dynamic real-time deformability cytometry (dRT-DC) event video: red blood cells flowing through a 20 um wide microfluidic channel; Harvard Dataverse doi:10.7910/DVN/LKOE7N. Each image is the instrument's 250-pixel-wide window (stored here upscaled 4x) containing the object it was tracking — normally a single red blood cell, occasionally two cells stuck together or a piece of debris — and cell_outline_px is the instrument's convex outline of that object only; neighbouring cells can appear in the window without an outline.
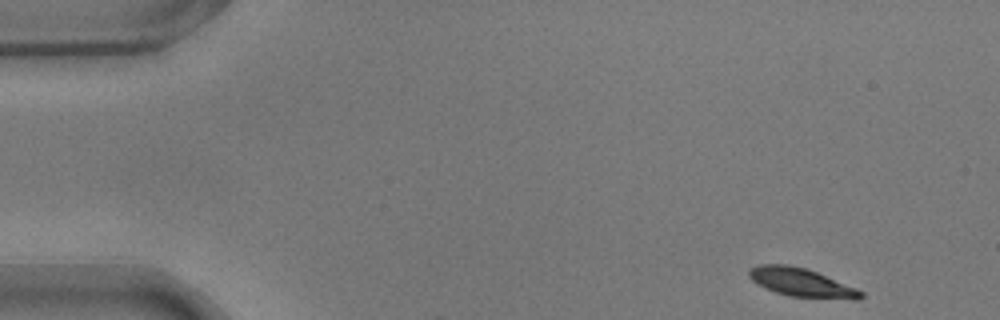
{"species": "common noctule bat (a hibernating species)", "species_latin": "Nyctalus noctula", "temperature_condition": "warm", "stored_images_in_passage": 4, "camera_frame_rate_fps": 3000, "um_per_image_px": 0.085, "animal": {"sex": "male", "body_mass_g": 17.9}, "frame": {"image": 1, "passage_image": 1, "time_ms": 0.0, "image_size_px": [1000, 320], "cell_outline_px": [[864, 296], [860, 300], [856, 300], [788, 296], [776, 292], [756, 284], [748, 276], [748, 268], [760, 264], [788, 264], [804, 268], [816, 272], [856, 288], [864, 292]], "centroid_in_image_um": [68.11, 24.02], "position_along_channel_um": 16.9, "area_um2": 18.67}}